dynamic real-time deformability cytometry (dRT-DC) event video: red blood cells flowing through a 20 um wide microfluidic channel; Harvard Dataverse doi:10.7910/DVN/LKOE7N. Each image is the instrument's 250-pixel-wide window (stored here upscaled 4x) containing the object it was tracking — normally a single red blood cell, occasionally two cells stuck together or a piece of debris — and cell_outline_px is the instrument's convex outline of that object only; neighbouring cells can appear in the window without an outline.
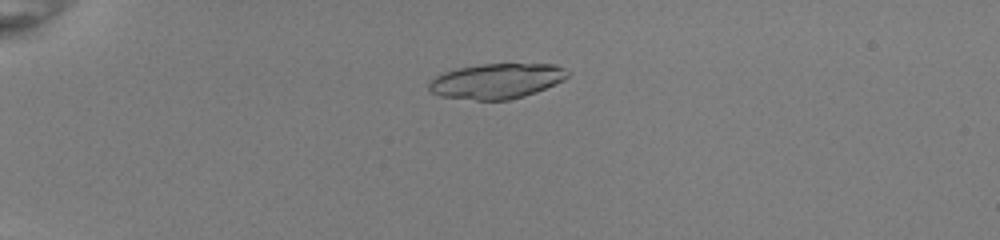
{"species": "common noctule bat (a hibernating species)", "species_latin": "Nyctalus noctula", "temperature_condition": "room temperature", "stored_images_in_passage": 52, "camera_frame_rate_fps": 3000, "um_per_image_px": 0.085, "animal": {"sex": "female", "body_mass_g": 22.0, "forearm_length_mm": 56.7}, "frame": {"image": 1, "passage_image": 14, "time_ms": 4.333, "image_size_px": [1000, 240], "cell_outline_px": [[572, 72], [564, 80], [536, 92], [524, 96], [508, 100], [476, 100], [440, 96], [432, 92], [428, 88], [428, 84], [436, 76], [444, 72], [456, 68], [480, 64], [556, 64]], "centroid_in_image_um": [42.24, 6.88], "position_along_channel_um": 42.8, "area_um2": 28.5}}